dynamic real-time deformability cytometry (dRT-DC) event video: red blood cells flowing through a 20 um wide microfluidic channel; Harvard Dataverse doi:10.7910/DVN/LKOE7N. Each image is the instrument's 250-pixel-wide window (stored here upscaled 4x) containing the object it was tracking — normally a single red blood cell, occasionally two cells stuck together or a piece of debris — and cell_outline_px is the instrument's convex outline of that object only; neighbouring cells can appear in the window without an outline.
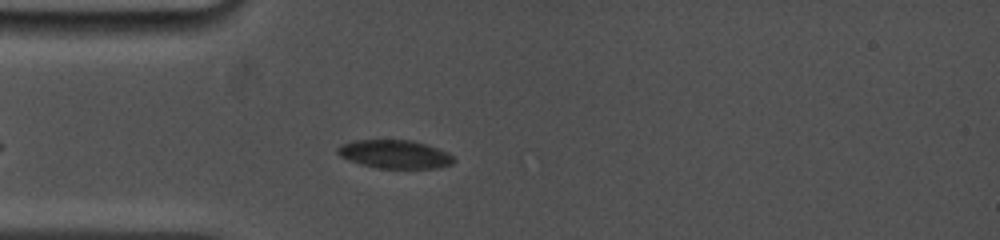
{"species": "common noctule bat (a hibernating species)", "species_latin": "Nyctalus noctula", "temperature_condition": "cold", "stored_images_in_passage": 5, "camera_frame_rate_fps": 5000, "um_per_image_px": 0.085, "animal": {"sex": "female", "body_mass_g": 19.0, "forearm_length_mm": 53.3}, "frame": {"image": 1, "passage_image": 1, "time_ms": 0.0, "image_size_px": [1000, 240], "cell_outline_px": [[456, 160], [452, 164], [440, 168], [376, 168], [360, 164], [348, 160], [340, 156], [336, 152], [336, 148], [340, 144], [352, 140], [412, 140], [428, 144], [448, 152]], "centroid_in_image_um": [33.55, 13.1], "position_along_channel_um": 51.5, "area_um2": 19.54}}
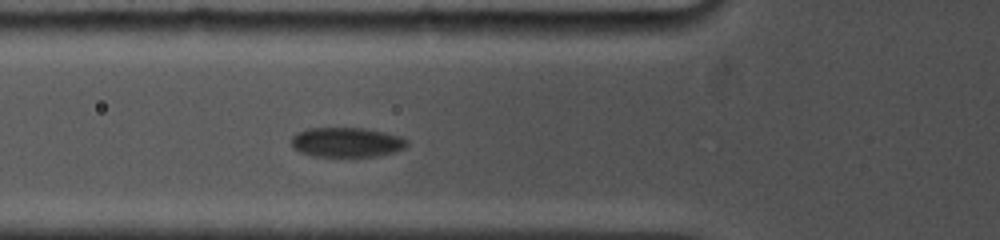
{"frame": {"image": 2, "passage_image": 3, "time_ms": 1.4, "image_size_px": [1000, 240], "cell_outline_px": [[408, 144], [404, 148], [392, 152], [376, 156], [312, 156], [300, 152], [292, 148], [292, 136], [296, 132], [308, 128], [364, 128], [384, 132], [400, 136], [408, 140]], "centroid_in_image_um": [29.44, 12.08], "position_along_channel_um": 96.4, "area_um2": 20.0}}
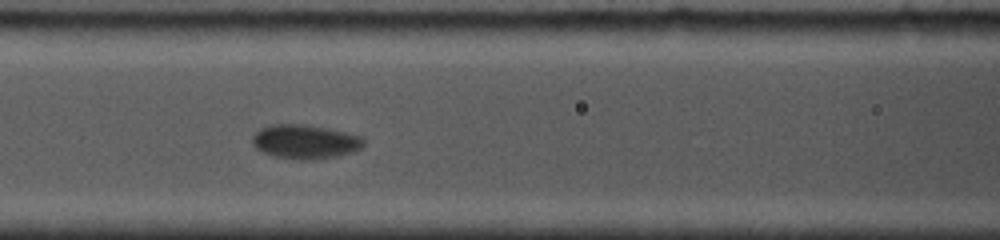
{"frame": {"image": 3, "passage_image": 5, "time_ms": 2.6, "image_size_px": [1000, 240], "cell_outline_px": [[364, 148], [352, 152], [336, 156], [312, 160], [300, 160], [276, 156], [264, 152], [256, 148], [252, 144], [252, 136], [260, 128], [272, 124], [304, 124], [328, 128], [360, 136], [364, 140]], "centroid_in_image_um": [25.94, 12.04], "position_along_channel_um": 140.7, "area_um2": 22.14}}